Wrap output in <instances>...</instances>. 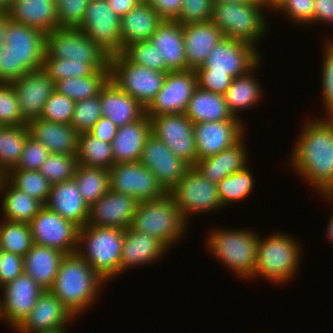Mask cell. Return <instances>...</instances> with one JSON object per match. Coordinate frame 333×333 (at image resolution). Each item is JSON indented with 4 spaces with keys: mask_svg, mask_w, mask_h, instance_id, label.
I'll return each instance as SVG.
<instances>
[{
    "mask_svg": "<svg viewBox=\"0 0 333 333\" xmlns=\"http://www.w3.org/2000/svg\"><path fill=\"white\" fill-rule=\"evenodd\" d=\"M312 119L302 126L289 159L296 174L323 196L333 186V117Z\"/></svg>",
    "mask_w": 333,
    "mask_h": 333,
    "instance_id": "6da1fadb",
    "label": "cell"
},
{
    "mask_svg": "<svg viewBox=\"0 0 333 333\" xmlns=\"http://www.w3.org/2000/svg\"><path fill=\"white\" fill-rule=\"evenodd\" d=\"M45 53L46 33L10 20L0 54V83H11L43 68Z\"/></svg>",
    "mask_w": 333,
    "mask_h": 333,
    "instance_id": "7a4b0ae2",
    "label": "cell"
},
{
    "mask_svg": "<svg viewBox=\"0 0 333 333\" xmlns=\"http://www.w3.org/2000/svg\"><path fill=\"white\" fill-rule=\"evenodd\" d=\"M105 283L81 256L73 253L62 259L49 290L77 318L92 307Z\"/></svg>",
    "mask_w": 333,
    "mask_h": 333,
    "instance_id": "3957f363",
    "label": "cell"
},
{
    "mask_svg": "<svg viewBox=\"0 0 333 333\" xmlns=\"http://www.w3.org/2000/svg\"><path fill=\"white\" fill-rule=\"evenodd\" d=\"M124 229L85 225L79 228L76 253L106 282L120 276Z\"/></svg>",
    "mask_w": 333,
    "mask_h": 333,
    "instance_id": "277c9868",
    "label": "cell"
},
{
    "mask_svg": "<svg viewBox=\"0 0 333 333\" xmlns=\"http://www.w3.org/2000/svg\"><path fill=\"white\" fill-rule=\"evenodd\" d=\"M260 236L253 279L263 277L274 284L288 283L298 273L301 244L284 232L271 234L264 239Z\"/></svg>",
    "mask_w": 333,
    "mask_h": 333,
    "instance_id": "5b68a950",
    "label": "cell"
},
{
    "mask_svg": "<svg viewBox=\"0 0 333 333\" xmlns=\"http://www.w3.org/2000/svg\"><path fill=\"white\" fill-rule=\"evenodd\" d=\"M213 228L206 239V249L224 266L242 279L253 278L259 234L248 229Z\"/></svg>",
    "mask_w": 333,
    "mask_h": 333,
    "instance_id": "8992f818",
    "label": "cell"
},
{
    "mask_svg": "<svg viewBox=\"0 0 333 333\" xmlns=\"http://www.w3.org/2000/svg\"><path fill=\"white\" fill-rule=\"evenodd\" d=\"M264 9L268 7L263 1L214 2L211 22L222 31L224 37L240 40L257 48V43L266 35L269 26Z\"/></svg>",
    "mask_w": 333,
    "mask_h": 333,
    "instance_id": "52a82bcc",
    "label": "cell"
},
{
    "mask_svg": "<svg viewBox=\"0 0 333 333\" xmlns=\"http://www.w3.org/2000/svg\"><path fill=\"white\" fill-rule=\"evenodd\" d=\"M188 223L169 193L137 205L130 227L160 240L169 250L186 234Z\"/></svg>",
    "mask_w": 333,
    "mask_h": 333,
    "instance_id": "ba28073f",
    "label": "cell"
},
{
    "mask_svg": "<svg viewBox=\"0 0 333 333\" xmlns=\"http://www.w3.org/2000/svg\"><path fill=\"white\" fill-rule=\"evenodd\" d=\"M167 73L129 61L122 53L110 56L109 79L144 108L163 87Z\"/></svg>",
    "mask_w": 333,
    "mask_h": 333,
    "instance_id": "9c48e42d",
    "label": "cell"
},
{
    "mask_svg": "<svg viewBox=\"0 0 333 333\" xmlns=\"http://www.w3.org/2000/svg\"><path fill=\"white\" fill-rule=\"evenodd\" d=\"M168 193L187 223L192 215L211 213L224 208L219 198L217 184L203 177L194 167H191Z\"/></svg>",
    "mask_w": 333,
    "mask_h": 333,
    "instance_id": "30bf717a",
    "label": "cell"
},
{
    "mask_svg": "<svg viewBox=\"0 0 333 333\" xmlns=\"http://www.w3.org/2000/svg\"><path fill=\"white\" fill-rule=\"evenodd\" d=\"M120 26L121 17L106 0H90L79 29L110 57L123 53Z\"/></svg>",
    "mask_w": 333,
    "mask_h": 333,
    "instance_id": "8fae6325",
    "label": "cell"
},
{
    "mask_svg": "<svg viewBox=\"0 0 333 333\" xmlns=\"http://www.w3.org/2000/svg\"><path fill=\"white\" fill-rule=\"evenodd\" d=\"M33 243L65 254L76 253L79 226L49 210L45 205L29 223Z\"/></svg>",
    "mask_w": 333,
    "mask_h": 333,
    "instance_id": "7c38bea8",
    "label": "cell"
},
{
    "mask_svg": "<svg viewBox=\"0 0 333 333\" xmlns=\"http://www.w3.org/2000/svg\"><path fill=\"white\" fill-rule=\"evenodd\" d=\"M151 133L191 167L197 162L194 123L183 114L150 117Z\"/></svg>",
    "mask_w": 333,
    "mask_h": 333,
    "instance_id": "4fadbf2b",
    "label": "cell"
},
{
    "mask_svg": "<svg viewBox=\"0 0 333 333\" xmlns=\"http://www.w3.org/2000/svg\"><path fill=\"white\" fill-rule=\"evenodd\" d=\"M260 57L255 46L224 37L209 53L204 65L197 70L226 73L234 79L250 71L261 60Z\"/></svg>",
    "mask_w": 333,
    "mask_h": 333,
    "instance_id": "5bb4252c",
    "label": "cell"
},
{
    "mask_svg": "<svg viewBox=\"0 0 333 333\" xmlns=\"http://www.w3.org/2000/svg\"><path fill=\"white\" fill-rule=\"evenodd\" d=\"M46 52L55 58L83 63H109L110 57L79 28H55L46 33Z\"/></svg>",
    "mask_w": 333,
    "mask_h": 333,
    "instance_id": "9a60e30c",
    "label": "cell"
},
{
    "mask_svg": "<svg viewBox=\"0 0 333 333\" xmlns=\"http://www.w3.org/2000/svg\"><path fill=\"white\" fill-rule=\"evenodd\" d=\"M197 86V75L194 70L169 71L163 87L145 108V115L150 118L163 114L185 113Z\"/></svg>",
    "mask_w": 333,
    "mask_h": 333,
    "instance_id": "2e32d148",
    "label": "cell"
},
{
    "mask_svg": "<svg viewBox=\"0 0 333 333\" xmlns=\"http://www.w3.org/2000/svg\"><path fill=\"white\" fill-rule=\"evenodd\" d=\"M110 189L134 197L138 202L156 200L167 192L142 163H115L109 169Z\"/></svg>",
    "mask_w": 333,
    "mask_h": 333,
    "instance_id": "e0dca14e",
    "label": "cell"
},
{
    "mask_svg": "<svg viewBox=\"0 0 333 333\" xmlns=\"http://www.w3.org/2000/svg\"><path fill=\"white\" fill-rule=\"evenodd\" d=\"M0 289L3 292V296L0 298V320L5 321L13 329L30 314L36 300L44 291L26 273H22Z\"/></svg>",
    "mask_w": 333,
    "mask_h": 333,
    "instance_id": "ac0fdd59",
    "label": "cell"
},
{
    "mask_svg": "<svg viewBox=\"0 0 333 333\" xmlns=\"http://www.w3.org/2000/svg\"><path fill=\"white\" fill-rule=\"evenodd\" d=\"M156 177L158 183L168 193L191 168L183 159L152 133L147 138L139 160Z\"/></svg>",
    "mask_w": 333,
    "mask_h": 333,
    "instance_id": "d6986e66",
    "label": "cell"
},
{
    "mask_svg": "<svg viewBox=\"0 0 333 333\" xmlns=\"http://www.w3.org/2000/svg\"><path fill=\"white\" fill-rule=\"evenodd\" d=\"M19 102L22 118L30 120L40 118L44 105L55 91L54 81L43 69L31 71L11 82Z\"/></svg>",
    "mask_w": 333,
    "mask_h": 333,
    "instance_id": "ffe728a7",
    "label": "cell"
},
{
    "mask_svg": "<svg viewBox=\"0 0 333 333\" xmlns=\"http://www.w3.org/2000/svg\"><path fill=\"white\" fill-rule=\"evenodd\" d=\"M244 126L242 120L194 124L197 160L214 156L239 142L246 133Z\"/></svg>",
    "mask_w": 333,
    "mask_h": 333,
    "instance_id": "44dd1931",
    "label": "cell"
},
{
    "mask_svg": "<svg viewBox=\"0 0 333 333\" xmlns=\"http://www.w3.org/2000/svg\"><path fill=\"white\" fill-rule=\"evenodd\" d=\"M76 317L50 291L44 290L30 314L14 329L18 333H41L63 327Z\"/></svg>",
    "mask_w": 333,
    "mask_h": 333,
    "instance_id": "7402d4cb",
    "label": "cell"
},
{
    "mask_svg": "<svg viewBox=\"0 0 333 333\" xmlns=\"http://www.w3.org/2000/svg\"><path fill=\"white\" fill-rule=\"evenodd\" d=\"M139 202L132 196L109 189L89 207L86 225L127 229Z\"/></svg>",
    "mask_w": 333,
    "mask_h": 333,
    "instance_id": "603a6c76",
    "label": "cell"
},
{
    "mask_svg": "<svg viewBox=\"0 0 333 333\" xmlns=\"http://www.w3.org/2000/svg\"><path fill=\"white\" fill-rule=\"evenodd\" d=\"M30 137L43 144L50 153L77 155L79 133L70 125L41 118L27 122Z\"/></svg>",
    "mask_w": 333,
    "mask_h": 333,
    "instance_id": "cb8c5ba5",
    "label": "cell"
},
{
    "mask_svg": "<svg viewBox=\"0 0 333 333\" xmlns=\"http://www.w3.org/2000/svg\"><path fill=\"white\" fill-rule=\"evenodd\" d=\"M182 25L187 69L196 71L224 35L211 21Z\"/></svg>",
    "mask_w": 333,
    "mask_h": 333,
    "instance_id": "d4e9b609",
    "label": "cell"
},
{
    "mask_svg": "<svg viewBox=\"0 0 333 333\" xmlns=\"http://www.w3.org/2000/svg\"><path fill=\"white\" fill-rule=\"evenodd\" d=\"M168 248L157 238L138 232L131 227L124 229L120 274L129 268L152 264L162 258Z\"/></svg>",
    "mask_w": 333,
    "mask_h": 333,
    "instance_id": "484cf974",
    "label": "cell"
},
{
    "mask_svg": "<svg viewBox=\"0 0 333 333\" xmlns=\"http://www.w3.org/2000/svg\"><path fill=\"white\" fill-rule=\"evenodd\" d=\"M100 102L102 116L117 127L131 124L145 115V108L110 79L100 89Z\"/></svg>",
    "mask_w": 333,
    "mask_h": 333,
    "instance_id": "4316f807",
    "label": "cell"
},
{
    "mask_svg": "<svg viewBox=\"0 0 333 333\" xmlns=\"http://www.w3.org/2000/svg\"><path fill=\"white\" fill-rule=\"evenodd\" d=\"M45 206L61 217L74 222L79 227L87 224L89 205L81 196L74 178L51 185Z\"/></svg>",
    "mask_w": 333,
    "mask_h": 333,
    "instance_id": "83f0119b",
    "label": "cell"
},
{
    "mask_svg": "<svg viewBox=\"0 0 333 333\" xmlns=\"http://www.w3.org/2000/svg\"><path fill=\"white\" fill-rule=\"evenodd\" d=\"M244 138L245 136L232 147L214 156L197 160L193 167L214 184L232 173L243 170L249 165L247 161L250 159L247 158L248 152Z\"/></svg>",
    "mask_w": 333,
    "mask_h": 333,
    "instance_id": "f1b7e54d",
    "label": "cell"
},
{
    "mask_svg": "<svg viewBox=\"0 0 333 333\" xmlns=\"http://www.w3.org/2000/svg\"><path fill=\"white\" fill-rule=\"evenodd\" d=\"M149 41L171 71L187 70L183 25L180 22L163 20Z\"/></svg>",
    "mask_w": 333,
    "mask_h": 333,
    "instance_id": "f546056e",
    "label": "cell"
},
{
    "mask_svg": "<svg viewBox=\"0 0 333 333\" xmlns=\"http://www.w3.org/2000/svg\"><path fill=\"white\" fill-rule=\"evenodd\" d=\"M150 135L151 122L146 115L131 124L118 127L112 141L114 164L139 161L144 144Z\"/></svg>",
    "mask_w": 333,
    "mask_h": 333,
    "instance_id": "4dcf8cb0",
    "label": "cell"
},
{
    "mask_svg": "<svg viewBox=\"0 0 333 333\" xmlns=\"http://www.w3.org/2000/svg\"><path fill=\"white\" fill-rule=\"evenodd\" d=\"M10 20L49 33L58 28L54 0H15L8 12Z\"/></svg>",
    "mask_w": 333,
    "mask_h": 333,
    "instance_id": "1f68e13d",
    "label": "cell"
},
{
    "mask_svg": "<svg viewBox=\"0 0 333 333\" xmlns=\"http://www.w3.org/2000/svg\"><path fill=\"white\" fill-rule=\"evenodd\" d=\"M163 19L149 3H138L121 17L120 39L124 48L137 41H149Z\"/></svg>",
    "mask_w": 333,
    "mask_h": 333,
    "instance_id": "d6a6232c",
    "label": "cell"
},
{
    "mask_svg": "<svg viewBox=\"0 0 333 333\" xmlns=\"http://www.w3.org/2000/svg\"><path fill=\"white\" fill-rule=\"evenodd\" d=\"M65 255L58 249L33 244L23 256L24 273L32 277L44 290H49Z\"/></svg>",
    "mask_w": 333,
    "mask_h": 333,
    "instance_id": "836d02e7",
    "label": "cell"
},
{
    "mask_svg": "<svg viewBox=\"0 0 333 333\" xmlns=\"http://www.w3.org/2000/svg\"><path fill=\"white\" fill-rule=\"evenodd\" d=\"M184 114L194 124L240 120L230 113L224 95L209 92L198 86L194 90Z\"/></svg>",
    "mask_w": 333,
    "mask_h": 333,
    "instance_id": "e575fe53",
    "label": "cell"
},
{
    "mask_svg": "<svg viewBox=\"0 0 333 333\" xmlns=\"http://www.w3.org/2000/svg\"><path fill=\"white\" fill-rule=\"evenodd\" d=\"M1 207L4 220L29 224L44 206L36 198L15 188L4 176H0Z\"/></svg>",
    "mask_w": 333,
    "mask_h": 333,
    "instance_id": "d590c367",
    "label": "cell"
},
{
    "mask_svg": "<svg viewBox=\"0 0 333 333\" xmlns=\"http://www.w3.org/2000/svg\"><path fill=\"white\" fill-rule=\"evenodd\" d=\"M262 59L246 74L234 78L224 94L225 101L230 113L238 119L240 111H245L256 106L262 99V86L253 75L257 72Z\"/></svg>",
    "mask_w": 333,
    "mask_h": 333,
    "instance_id": "8d00e7d4",
    "label": "cell"
},
{
    "mask_svg": "<svg viewBox=\"0 0 333 333\" xmlns=\"http://www.w3.org/2000/svg\"><path fill=\"white\" fill-rule=\"evenodd\" d=\"M29 136L27 124L0 126V176L17 166Z\"/></svg>",
    "mask_w": 333,
    "mask_h": 333,
    "instance_id": "74e56055",
    "label": "cell"
},
{
    "mask_svg": "<svg viewBox=\"0 0 333 333\" xmlns=\"http://www.w3.org/2000/svg\"><path fill=\"white\" fill-rule=\"evenodd\" d=\"M109 80V70H96L85 77H71L54 82L55 91L74 102L82 101L99 94Z\"/></svg>",
    "mask_w": 333,
    "mask_h": 333,
    "instance_id": "f35d334b",
    "label": "cell"
},
{
    "mask_svg": "<svg viewBox=\"0 0 333 333\" xmlns=\"http://www.w3.org/2000/svg\"><path fill=\"white\" fill-rule=\"evenodd\" d=\"M78 165L110 169L114 165L112 144L92 136L89 132L79 134Z\"/></svg>",
    "mask_w": 333,
    "mask_h": 333,
    "instance_id": "ab89813d",
    "label": "cell"
},
{
    "mask_svg": "<svg viewBox=\"0 0 333 333\" xmlns=\"http://www.w3.org/2000/svg\"><path fill=\"white\" fill-rule=\"evenodd\" d=\"M73 178L89 207L110 189L109 169L78 165Z\"/></svg>",
    "mask_w": 333,
    "mask_h": 333,
    "instance_id": "60d3db41",
    "label": "cell"
},
{
    "mask_svg": "<svg viewBox=\"0 0 333 333\" xmlns=\"http://www.w3.org/2000/svg\"><path fill=\"white\" fill-rule=\"evenodd\" d=\"M43 69L54 82L71 77H85L96 70H109V63H83L82 61L51 57L45 53Z\"/></svg>",
    "mask_w": 333,
    "mask_h": 333,
    "instance_id": "b9f144b4",
    "label": "cell"
},
{
    "mask_svg": "<svg viewBox=\"0 0 333 333\" xmlns=\"http://www.w3.org/2000/svg\"><path fill=\"white\" fill-rule=\"evenodd\" d=\"M4 177L17 189L36 198L43 205L47 203L51 184L39 170L10 169Z\"/></svg>",
    "mask_w": 333,
    "mask_h": 333,
    "instance_id": "7bdbcfd3",
    "label": "cell"
},
{
    "mask_svg": "<svg viewBox=\"0 0 333 333\" xmlns=\"http://www.w3.org/2000/svg\"><path fill=\"white\" fill-rule=\"evenodd\" d=\"M253 173L248 165L241 171L230 174L217 183L220 201L224 207L241 202L251 194L254 186Z\"/></svg>",
    "mask_w": 333,
    "mask_h": 333,
    "instance_id": "ee69618b",
    "label": "cell"
},
{
    "mask_svg": "<svg viewBox=\"0 0 333 333\" xmlns=\"http://www.w3.org/2000/svg\"><path fill=\"white\" fill-rule=\"evenodd\" d=\"M33 244L29 224L4 219L0 222V247L2 251L24 256Z\"/></svg>",
    "mask_w": 333,
    "mask_h": 333,
    "instance_id": "f6af8a7d",
    "label": "cell"
},
{
    "mask_svg": "<svg viewBox=\"0 0 333 333\" xmlns=\"http://www.w3.org/2000/svg\"><path fill=\"white\" fill-rule=\"evenodd\" d=\"M78 166L76 155L51 153L42 163L39 171L47 178L51 185L73 179Z\"/></svg>",
    "mask_w": 333,
    "mask_h": 333,
    "instance_id": "bcb514c9",
    "label": "cell"
},
{
    "mask_svg": "<svg viewBox=\"0 0 333 333\" xmlns=\"http://www.w3.org/2000/svg\"><path fill=\"white\" fill-rule=\"evenodd\" d=\"M129 61L149 69L168 73L171 71L150 41H137L127 45L122 53Z\"/></svg>",
    "mask_w": 333,
    "mask_h": 333,
    "instance_id": "7dc6e473",
    "label": "cell"
},
{
    "mask_svg": "<svg viewBox=\"0 0 333 333\" xmlns=\"http://www.w3.org/2000/svg\"><path fill=\"white\" fill-rule=\"evenodd\" d=\"M102 117L100 92L75 104L70 125L79 133L89 132Z\"/></svg>",
    "mask_w": 333,
    "mask_h": 333,
    "instance_id": "c3c4849f",
    "label": "cell"
},
{
    "mask_svg": "<svg viewBox=\"0 0 333 333\" xmlns=\"http://www.w3.org/2000/svg\"><path fill=\"white\" fill-rule=\"evenodd\" d=\"M27 124L22 118L16 92L11 83H0V126Z\"/></svg>",
    "mask_w": 333,
    "mask_h": 333,
    "instance_id": "681fc988",
    "label": "cell"
},
{
    "mask_svg": "<svg viewBox=\"0 0 333 333\" xmlns=\"http://www.w3.org/2000/svg\"><path fill=\"white\" fill-rule=\"evenodd\" d=\"M75 104L76 102L72 99L54 91L44 105L40 118L51 122L70 124Z\"/></svg>",
    "mask_w": 333,
    "mask_h": 333,
    "instance_id": "f907efd6",
    "label": "cell"
},
{
    "mask_svg": "<svg viewBox=\"0 0 333 333\" xmlns=\"http://www.w3.org/2000/svg\"><path fill=\"white\" fill-rule=\"evenodd\" d=\"M58 28H79L90 0H54Z\"/></svg>",
    "mask_w": 333,
    "mask_h": 333,
    "instance_id": "816d5d0a",
    "label": "cell"
},
{
    "mask_svg": "<svg viewBox=\"0 0 333 333\" xmlns=\"http://www.w3.org/2000/svg\"><path fill=\"white\" fill-rule=\"evenodd\" d=\"M321 71L322 98L327 117H333V39L325 42Z\"/></svg>",
    "mask_w": 333,
    "mask_h": 333,
    "instance_id": "f5cc1de1",
    "label": "cell"
},
{
    "mask_svg": "<svg viewBox=\"0 0 333 333\" xmlns=\"http://www.w3.org/2000/svg\"><path fill=\"white\" fill-rule=\"evenodd\" d=\"M314 0H280L272 9L282 12L292 22L313 24Z\"/></svg>",
    "mask_w": 333,
    "mask_h": 333,
    "instance_id": "db71d44e",
    "label": "cell"
},
{
    "mask_svg": "<svg viewBox=\"0 0 333 333\" xmlns=\"http://www.w3.org/2000/svg\"><path fill=\"white\" fill-rule=\"evenodd\" d=\"M213 3V0H183L180 16L175 21L181 24L211 21Z\"/></svg>",
    "mask_w": 333,
    "mask_h": 333,
    "instance_id": "11a10c76",
    "label": "cell"
},
{
    "mask_svg": "<svg viewBox=\"0 0 333 333\" xmlns=\"http://www.w3.org/2000/svg\"><path fill=\"white\" fill-rule=\"evenodd\" d=\"M50 154V151L43 144L29 136L25 142L21 159L15 168L21 170H39L42 163Z\"/></svg>",
    "mask_w": 333,
    "mask_h": 333,
    "instance_id": "9f6ffc18",
    "label": "cell"
},
{
    "mask_svg": "<svg viewBox=\"0 0 333 333\" xmlns=\"http://www.w3.org/2000/svg\"><path fill=\"white\" fill-rule=\"evenodd\" d=\"M197 84L201 89L224 95L233 78L226 73H211V70H196Z\"/></svg>",
    "mask_w": 333,
    "mask_h": 333,
    "instance_id": "6f0895ef",
    "label": "cell"
},
{
    "mask_svg": "<svg viewBox=\"0 0 333 333\" xmlns=\"http://www.w3.org/2000/svg\"><path fill=\"white\" fill-rule=\"evenodd\" d=\"M22 273H24L23 256L2 251L0 254V287L13 281Z\"/></svg>",
    "mask_w": 333,
    "mask_h": 333,
    "instance_id": "680465c9",
    "label": "cell"
},
{
    "mask_svg": "<svg viewBox=\"0 0 333 333\" xmlns=\"http://www.w3.org/2000/svg\"><path fill=\"white\" fill-rule=\"evenodd\" d=\"M183 0H151L150 5L163 20L175 21L181 13Z\"/></svg>",
    "mask_w": 333,
    "mask_h": 333,
    "instance_id": "91938a15",
    "label": "cell"
},
{
    "mask_svg": "<svg viewBox=\"0 0 333 333\" xmlns=\"http://www.w3.org/2000/svg\"><path fill=\"white\" fill-rule=\"evenodd\" d=\"M118 127L112 123L108 118L101 117L89 133L104 142L111 143L116 136Z\"/></svg>",
    "mask_w": 333,
    "mask_h": 333,
    "instance_id": "94428289",
    "label": "cell"
},
{
    "mask_svg": "<svg viewBox=\"0 0 333 333\" xmlns=\"http://www.w3.org/2000/svg\"><path fill=\"white\" fill-rule=\"evenodd\" d=\"M313 23H327L333 18V0H314Z\"/></svg>",
    "mask_w": 333,
    "mask_h": 333,
    "instance_id": "6125c7cd",
    "label": "cell"
},
{
    "mask_svg": "<svg viewBox=\"0 0 333 333\" xmlns=\"http://www.w3.org/2000/svg\"><path fill=\"white\" fill-rule=\"evenodd\" d=\"M108 6L112 11L120 17L126 15L132 8H134L139 1L138 0H106Z\"/></svg>",
    "mask_w": 333,
    "mask_h": 333,
    "instance_id": "be15d7a7",
    "label": "cell"
},
{
    "mask_svg": "<svg viewBox=\"0 0 333 333\" xmlns=\"http://www.w3.org/2000/svg\"><path fill=\"white\" fill-rule=\"evenodd\" d=\"M9 21L8 13H0V54L3 49L4 35Z\"/></svg>",
    "mask_w": 333,
    "mask_h": 333,
    "instance_id": "e7e4bbea",
    "label": "cell"
},
{
    "mask_svg": "<svg viewBox=\"0 0 333 333\" xmlns=\"http://www.w3.org/2000/svg\"><path fill=\"white\" fill-rule=\"evenodd\" d=\"M15 0H0V13H8Z\"/></svg>",
    "mask_w": 333,
    "mask_h": 333,
    "instance_id": "03108f58",
    "label": "cell"
},
{
    "mask_svg": "<svg viewBox=\"0 0 333 333\" xmlns=\"http://www.w3.org/2000/svg\"><path fill=\"white\" fill-rule=\"evenodd\" d=\"M326 237L333 243V214L330 216L327 228L325 230Z\"/></svg>",
    "mask_w": 333,
    "mask_h": 333,
    "instance_id": "003e7915",
    "label": "cell"
},
{
    "mask_svg": "<svg viewBox=\"0 0 333 333\" xmlns=\"http://www.w3.org/2000/svg\"><path fill=\"white\" fill-rule=\"evenodd\" d=\"M254 1H262V0H213V2H239V3H251Z\"/></svg>",
    "mask_w": 333,
    "mask_h": 333,
    "instance_id": "a7ac6f4b",
    "label": "cell"
},
{
    "mask_svg": "<svg viewBox=\"0 0 333 333\" xmlns=\"http://www.w3.org/2000/svg\"><path fill=\"white\" fill-rule=\"evenodd\" d=\"M265 5L272 11V8L280 1V0H262Z\"/></svg>",
    "mask_w": 333,
    "mask_h": 333,
    "instance_id": "89a4df30",
    "label": "cell"
},
{
    "mask_svg": "<svg viewBox=\"0 0 333 333\" xmlns=\"http://www.w3.org/2000/svg\"><path fill=\"white\" fill-rule=\"evenodd\" d=\"M323 197L325 199L330 200L331 202H333V186L323 195Z\"/></svg>",
    "mask_w": 333,
    "mask_h": 333,
    "instance_id": "2644e50d",
    "label": "cell"
},
{
    "mask_svg": "<svg viewBox=\"0 0 333 333\" xmlns=\"http://www.w3.org/2000/svg\"><path fill=\"white\" fill-rule=\"evenodd\" d=\"M66 327L64 328H60V329H57V330H54V331H48V332H41V333H68L67 331H66Z\"/></svg>",
    "mask_w": 333,
    "mask_h": 333,
    "instance_id": "8c879c8a",
    "label": "cell"
},
{
    "mask_svg": "<svg viewBox=\"0 0 333 333\" xmlns=\"http://www.w3.org/2000/svg\"><path fill=\"white\" fill-rule=\"evenodd\" d=\"M140 3H150L151 0H138Z\"/></svg>",
    "mask_w": 333,
    "mask_h": 333,
    "instance_id": "753ad0ef",
    "label": "cell"
},
{
    "mask_svg": "<svg viewBox=\"0 0 333 333\" xmlns=\"http://www.w3.org/2000/svg\"><path fill=\"white\" fill-rule=\"evenodd\" d=\"M326 24L333 25V18L329 22H327Z\"/></svg>",
    "mask_w": 333,
    "mask_h": 333,
    "instance_id": "34e18365",
    "label": "cell"
}]
</instances>
